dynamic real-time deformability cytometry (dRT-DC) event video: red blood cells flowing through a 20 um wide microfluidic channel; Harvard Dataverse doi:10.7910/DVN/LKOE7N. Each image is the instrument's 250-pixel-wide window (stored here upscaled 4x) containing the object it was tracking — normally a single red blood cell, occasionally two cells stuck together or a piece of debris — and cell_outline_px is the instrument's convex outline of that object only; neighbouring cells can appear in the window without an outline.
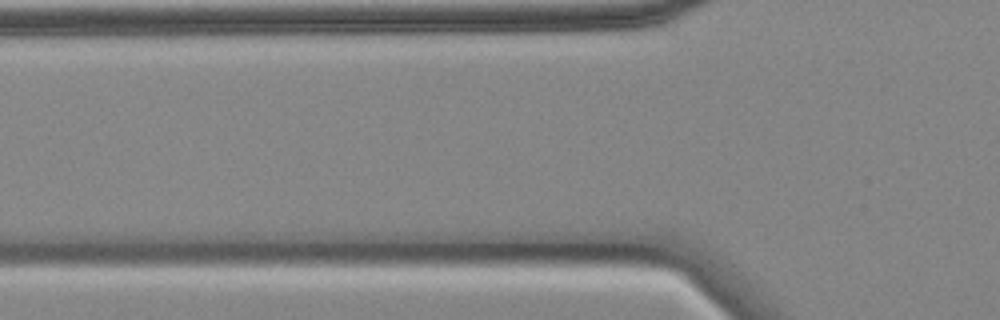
{"species": "common noctule bat (a hibernating species)", "species_latin": "Nyctalus noctula", "temperature_condition": "cold", "stored_images_in_passage": 6, "camera_frame_rate_fps": 3000, "um_per_image_px": 0.085, "animal": {"sex": "female", "body_mass_g": 18.4}, "frame": {"image": 1, "passage_image": 2, "time_ms": 0.333, "image_size_px": [1000, 320], "cell_outline_px": [[720, 304], [716, 304], [540, 268], [524, 256], [636, 256], [672, 264], [708, 292]], "centroid_in_image_um": [53.4, 23.26], "position_along_channel_um": 72.4, "area_um2": 29.82}}